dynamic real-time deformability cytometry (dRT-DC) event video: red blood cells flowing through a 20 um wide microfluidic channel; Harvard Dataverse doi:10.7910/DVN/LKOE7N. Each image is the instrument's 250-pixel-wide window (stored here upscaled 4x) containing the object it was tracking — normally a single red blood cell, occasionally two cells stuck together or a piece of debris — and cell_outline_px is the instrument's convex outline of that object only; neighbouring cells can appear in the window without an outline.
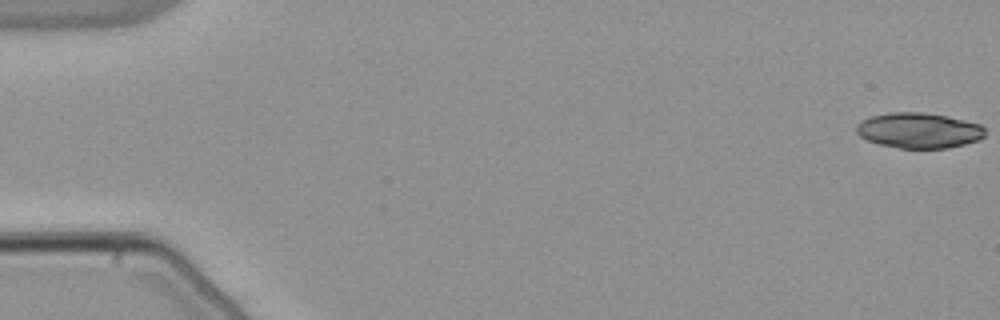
{"species": "common noctule bat (a hibernating species)", "species_latin": "Nyctalus noctula", "temperature_condition": "warm", "stored_images_in_passage": 54, "camera_frame_rate_fps": 3000, "um_per_image_px": 0.085, "animal": {"sex": "male", "body_mass_g": 21.5, "forearm_length_mm": 52.0}, "frame": {"image": 1, "passage_image": 1, "time_ms": 0.0, "image_size_px": [1000, 320], "cell_outline_px": [[984, 136], [976, 140], [964, 144], [948, 148], [900, 148], [880, 144], [868, 140], [860, 136], [856, 132], [856, 124], [860, 120], [872, 116], [888, 112], [924, 112], [944, 116], [980, 124], [984, 128]], "centroid_in_image_um": [78.05, 11.08], "position_along_channel_um": 6.9, "area_um2": 26.36}}